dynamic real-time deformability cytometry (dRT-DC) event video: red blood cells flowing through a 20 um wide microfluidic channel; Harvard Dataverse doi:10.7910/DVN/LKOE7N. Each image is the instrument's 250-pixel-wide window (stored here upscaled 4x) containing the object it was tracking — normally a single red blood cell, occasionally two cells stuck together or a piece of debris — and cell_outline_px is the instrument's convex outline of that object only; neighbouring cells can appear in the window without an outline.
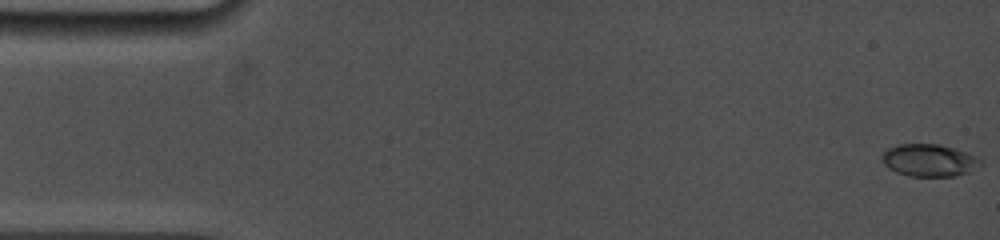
{"species": "common noctule bat (a hibernating species)", "species_latin": "Nyctalus noctula", "temperature_condition": "cold", "stored_images_in_passage": 39, "camera_frame_rate_fps": 5000, "um_per_image_px": 0.085, "animal": {"sex": "female", "body_mass_g": 19.0, "forearm_length_mm": 53.3}, "frame": {"image": 1, "passage_image": 1, "time_ms": 0.0, "image_size_px": [1000, 240], "cell_outline_px": [[984, 164], [980, 168], [968, 172], [952, 176], [908, 176], [896, 172], [888, 168], [884, 164], [880, 156], [888, 148], [900, 144], [936, 144], [956, 148], [968, 152], [984, 160]], "centroid_in_image_um": [79.03, 13.62], "position_along_channel_um": 6.0, "area_um2": 18.9}}
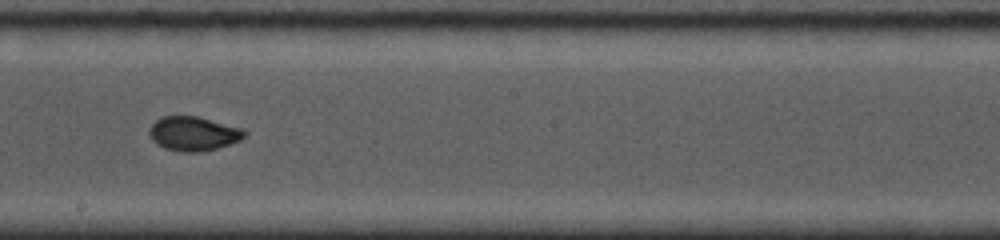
{"frame": {"image": 2, "passage_image": 23, "time_ms": 9.2, "image_size_px": [1000, 240], "cell_outline_px": [[248, 132], [240, 140], [216, 148], [200, 152], [180, 152], [164, 148], [156, 144], [152, 140], [148, 132], [148, 128], [156, 120], [164, 116], [196, 116], [240, 128]], "centroid_in_image_um": [16.39, 11.37], "position_along_channel_um": 231.8, "area_um2": 18.84}}
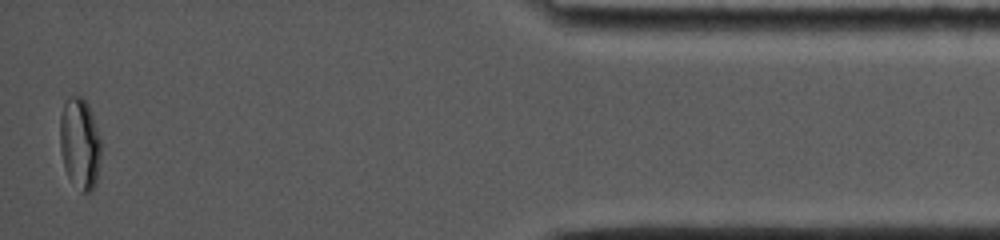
{"frame": {"image": 3, "passage_image": 39, "time_ms": 15.6, "image_size_px": [1000, 240], "cell_outline_px": [[100, 160], [96, 184], [88, 192], [80, 192], [68, 176], [64, 168], [60, 148], [60, 116], [64, 100], [68, 96], [80, 96], [88, 104], [100, 140]], "centroid_in_image_um": [6.76, 12.19], "position_along_channel_um": 428.4, "area_um2": 21.79}, "authors_computed_cell_mechanics": {"area_um2": 18.9006, "velocity_mm_per_s": 3.9337, "shape_relaxation_time_tau1_ms": 7.4479, "shape_relaxation_time_tau2_ms": null, "deformation_change_tau1": 0.1676, "deformation_change_tau2": null}}